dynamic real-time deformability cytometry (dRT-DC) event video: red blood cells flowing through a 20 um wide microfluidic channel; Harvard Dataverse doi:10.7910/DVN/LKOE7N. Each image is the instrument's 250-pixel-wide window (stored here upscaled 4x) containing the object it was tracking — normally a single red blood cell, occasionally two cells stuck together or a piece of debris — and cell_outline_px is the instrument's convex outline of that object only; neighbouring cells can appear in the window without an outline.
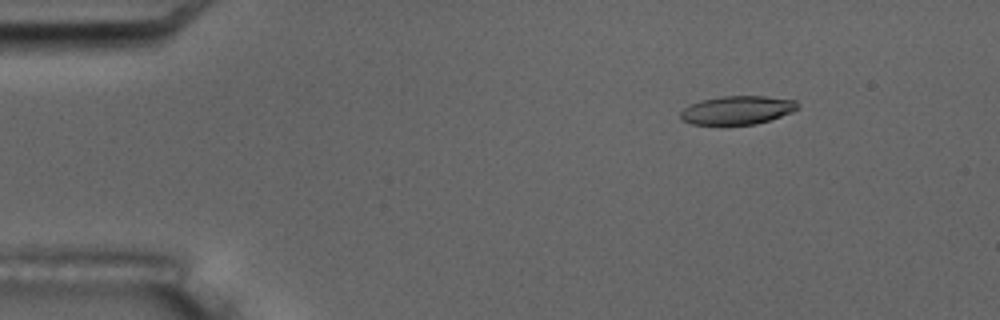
{"species": "common noctule bat (a hibernating species)", "species_latin": "Nyctalus noctula", "temperature_condition": "room temperature", "stored_images_in_passage": 5, "camera_frame_rate_fps": 3000, "um_per_image_px": 0.085, "animal": {"sex": "male", "body_mass_g": 17.5, "forearm_length_mm": 52.3}, "frame": {"image": 1, "passage_image": 3, "time_ms": 2.333, "image_size_px": [1000, 320], "cell_outline_px": [[800, 108], [792, 112], [756, 124], [720, 128], [692, 124], [680, 120], [680, 112], [684, 108], [692, 104], [704, 100], [720, 96], [764, 96], [796, 100]], "centroid_in_image_um": [62.62, 9.41], "position_along_channel_um": 22.4, "area_um2": 20.23}}